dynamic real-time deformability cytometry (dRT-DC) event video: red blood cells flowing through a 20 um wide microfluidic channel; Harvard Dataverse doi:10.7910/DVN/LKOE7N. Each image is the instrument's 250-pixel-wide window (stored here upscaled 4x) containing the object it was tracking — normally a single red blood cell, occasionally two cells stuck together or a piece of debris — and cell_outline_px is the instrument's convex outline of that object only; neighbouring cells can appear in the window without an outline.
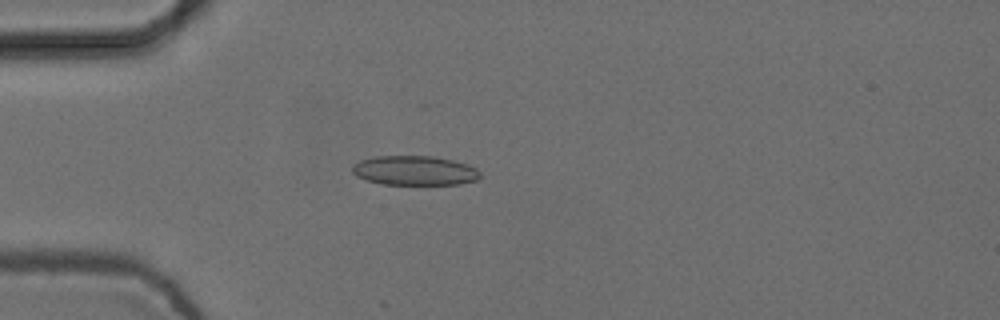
{"species": "common noctule bat (a hibernating species)", "species_latin": "Nyctalus noctula", "temperature_condition": "cold", "stored_images_in_passage": 3, "camera_frame_rate_fps": 3000, "um_per_image_px": 0.085, "animal": {"sex": "female", "body_mass_g": 24.6, "forearm_length_mm": 56.2}, "frame": {"image": 1, "passage_image": 2, "time_ms": 0.333, "image_size_px": [1000, 320], "cell_outline_px": [[480, 176], [476, 180], [460, 184], [384, 184], [368, 180], [356, 176], [352, 172], [352, 164], [360, 160], [376, 156], [432, 156], [452, 160], [468, 164], [476, 168], [480, 172]], "centroid_in_image_um": [35.24, 14.49], "position_along_channel_um": 49.8, "area_um2": 21.91}}